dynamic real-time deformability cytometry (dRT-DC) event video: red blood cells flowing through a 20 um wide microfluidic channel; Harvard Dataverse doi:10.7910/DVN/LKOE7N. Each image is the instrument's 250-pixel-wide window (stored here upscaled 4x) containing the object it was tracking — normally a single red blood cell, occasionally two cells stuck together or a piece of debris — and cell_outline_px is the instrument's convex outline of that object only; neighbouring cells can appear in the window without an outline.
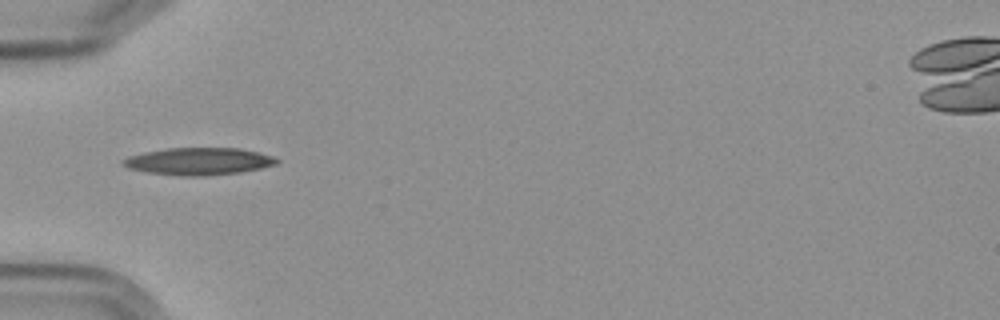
{"species": "Egyptian fruit bat (a non-hibernating species)", "species_latin": "Rousettus aegyptiacus", "temperature_condition": "cold", "stored_images_in_passage": 7, "camera_frame_rate_fps": 3000, "um_per_image_px": 0.085, "frame": {"image": 1, "passage_image": 3, "time_ms": 2.333, "image_size_px": [1000, 320], "cell_outline_px": [[280, 160], [276, 164], [260, 168], [240, 172], [204, 176], [184, 176], [148, 172], [128, 168], [120, 164], [120, 160], [128, 156], [144, 152], [168, 148], [240, 148], [272, 156]], "centroid_in_image_um": [16.84, 13.71], "position_along_channel_um": 68.2, "area_um2": 24.33}}
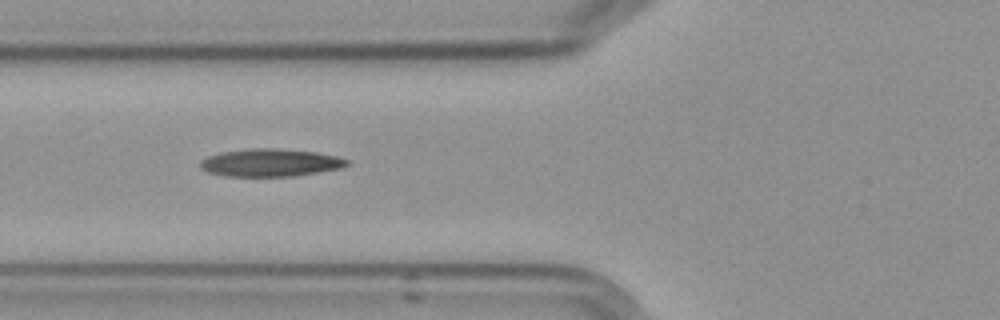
{"frame": {"image": 2, "passage_image": 4, "time_ms": 3.333, "image_size_px": [1000, 320], "cell_outline_px": [[348, 164], [340, 168], [292, 176], [224, 176], [208, 172], [200, 168], [200, 160], [208, 156], [220, 152], [252, 148], [276, 148], [316, 152], [336, 156], [348, 160]], "centroid_in_image_um": [22.92, 13.82], "position_along_channel_um": 102.9, "area_um2": 23.52}}
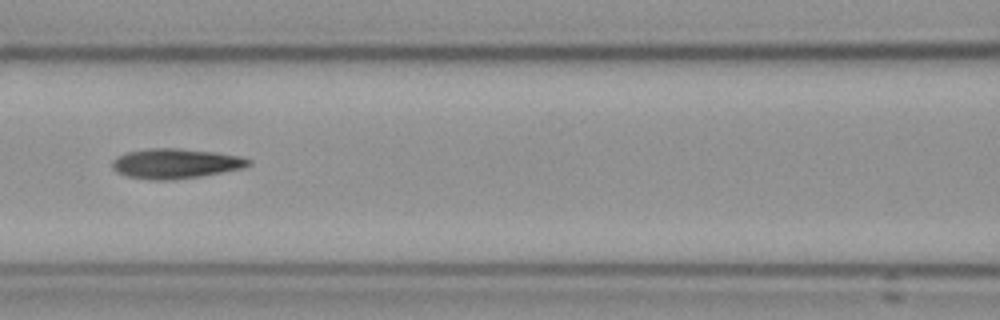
{"frame": {"image": 3, "passage_image": 5, "time_ms": 4.667, "image_size_px": [1000, 320], "cell_outline_px": [[252, 164], [244, 168], [200, 176], [172, 180], [148, 180], [124, 176], [116, 172], [112, 168], [112, 160], [128, 152], [152, 148], [176, 148], [216, 152], [240, 156], [252, 160]], "centroid_in_image_um": [14.93, 13.91], "position_along_channel_um": 151.7, "area_um2": 23.87}}